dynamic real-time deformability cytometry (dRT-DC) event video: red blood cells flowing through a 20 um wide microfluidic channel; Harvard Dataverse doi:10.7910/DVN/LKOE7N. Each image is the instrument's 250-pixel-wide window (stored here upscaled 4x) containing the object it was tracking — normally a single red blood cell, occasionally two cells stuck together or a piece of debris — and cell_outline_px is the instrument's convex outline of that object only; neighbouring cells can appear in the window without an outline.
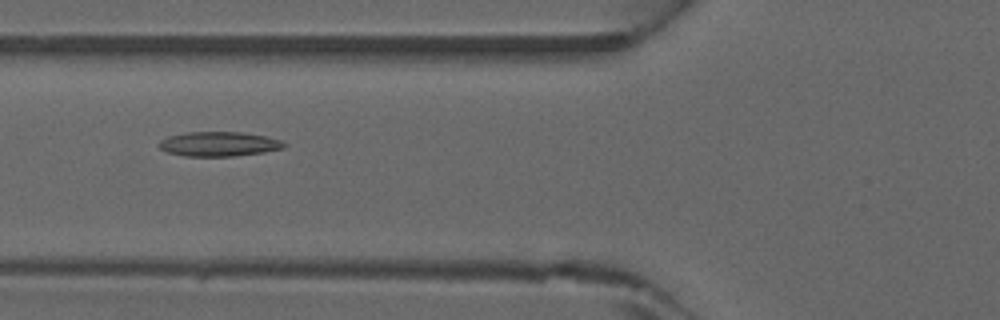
{"species": "common noctule bat (a hibernating species)", "species_latin": "Nyctalus noctula", "temperature_condition": "warm", "stored_images_in_passage": 31, "camera_frame_rate_fps": 3000, "um_per_image_px": 0.085, "animal": {"sex": "male", "forearm_length_mm": 52.5}, "frame": {"image": 1, "passage_image": 3, "time_ms": 0.667, "image_size_px": [1000, 320], "cell_outline_px": [[288, 144], [284, 148], [264, 152], [236, 156], [184, 156], [168, 152], [160, 148], [160, 140], [168, 136], [188, 132], [240, 132], [268, 136], [284, 140]], "centroid_in_image_um": [18.68, 12.24], "position_along_channel_um": 107.1, "area_um2": 18.03}}
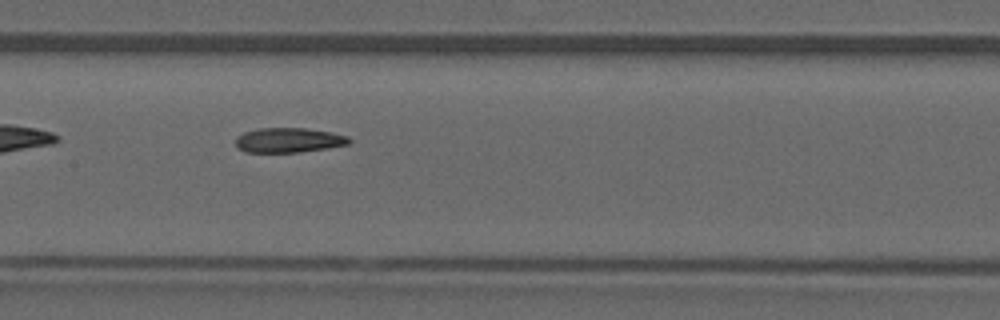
{"frame": {"image": 2, "passage_image": 8, "time_ms": 2.333, "image_size_px": [1000, 320], "cell_outline_px": [[352, 140], [348, 144], [328, 148], [300, 152], [244, 152], [236, 148], [236, 136], [244, 132], [256, 128], [304, 128], [332, 132], [348, 136]], "centroid_in_image_um": [24.51, 11.91], "position_along_channel_um": 182.9, "area_um2": 16.53}}
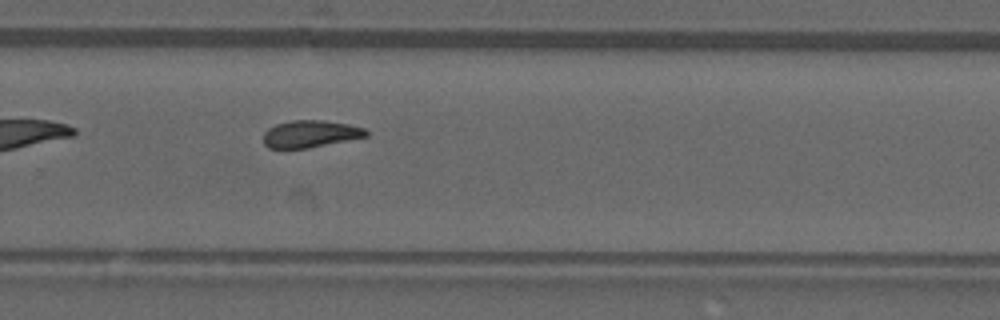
{"frame": {"image": 3, "passage_image": 16, "time_ms": 5.0, "image_size_px": [1000, 320], "cell_outline_px": [[368, 136], [308, 148], [268, 148], [264, 144], [264, 132], [268, 128], [276, 124], [292, 120], [324, 120], [348, 124], [364, 128], [368, 132]], "centroid_in_image_um": [26.37, 11.37], "position_along_channel_um": 303.4, "area_um2": 16.18}}